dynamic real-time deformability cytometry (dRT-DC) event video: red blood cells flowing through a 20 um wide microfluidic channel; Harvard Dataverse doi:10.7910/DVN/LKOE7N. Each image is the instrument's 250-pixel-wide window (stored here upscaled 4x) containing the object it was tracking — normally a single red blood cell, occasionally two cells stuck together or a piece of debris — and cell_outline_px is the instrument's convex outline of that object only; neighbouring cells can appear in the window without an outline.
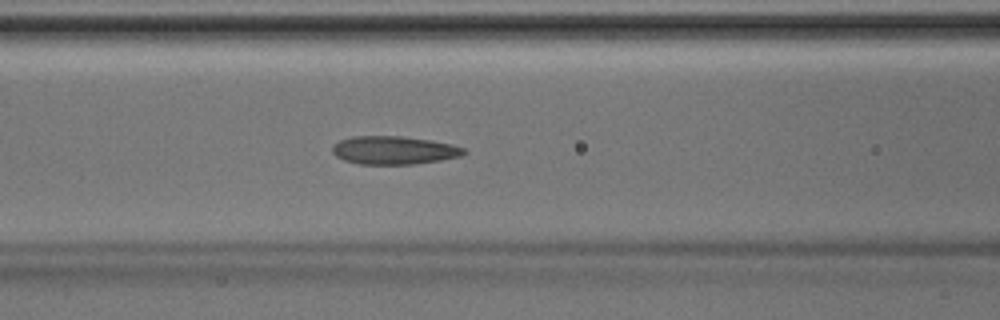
{"species": "Egyptian fruit bat (a non-hibernating species)", "species_latin": "Rousettus aegyptiacus", "temperature_condition": "room temperature", "stored_images_in_passage": 41, "camera_frame_rate_fps": 3000, "um_per_image_px": 0.085, "animal": {"sex": "male"}, "frame": {"image": 1, "passage_image": 18, "time_ms": 5.667, "image_size_px": [1000, 320], "cell_outline_px": [[468, 152], [460, 156], [440, 160], [412, 164], [360, 164], [344, 160], [336, 156], [332, 152], [332, 144], [340, 140], [352, 136], [404, 136], [432, 140], [452, 144], [464, 148]], "centroid_in_image_um": [33.48, 12.76], "position_along_channel_um": 133.1, "area_um2": 21.73}}